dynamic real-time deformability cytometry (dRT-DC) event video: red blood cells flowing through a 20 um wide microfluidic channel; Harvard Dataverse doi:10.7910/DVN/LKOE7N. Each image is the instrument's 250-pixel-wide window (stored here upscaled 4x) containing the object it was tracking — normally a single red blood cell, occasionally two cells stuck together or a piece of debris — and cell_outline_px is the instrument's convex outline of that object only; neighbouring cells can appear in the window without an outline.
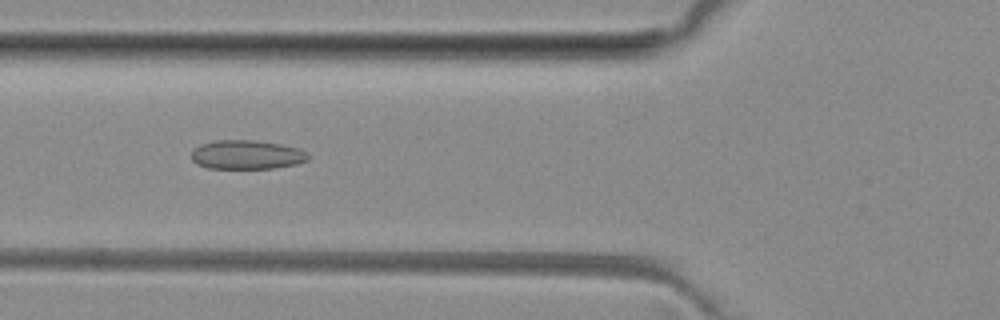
{"species": "common noctule bat (a hibernating species)", "species_latin": "Nyctalus noctula", "temperature_condition": "room temperature", "stored_images_in_passage": 5, "camera_frame_rate_fps": 3000, "um_per_image_px": 0.085, "animal": {"sex": "female", "body_mass_g": 29.2, "forearm_length_mm": 56.3}, "frame": {"image": 1, "passage_image": 4, "time_ms": 3.333, "image_size_px": [1000, 320], "cell_outline_px": [[308, 160], [296, 164], [276, 168], [208, 168], [196, 164], [192, 160], [192, 148], [200, 144], [216, 140], [256, 140], [280, 144], [300, 148], [308, 156]], "centroid_in_image_um": [20.94, 13.14], "position_along_channel_um": 104.9, "area_um2": 19.83}}
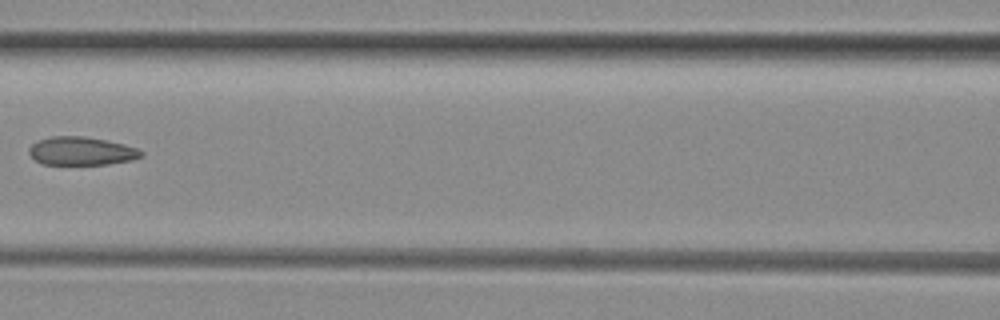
{"frame": {"image": 2, "passage_image": 5, "time_ms": 4.667, "image_size_px": [1000, 320], "cell_outline_px": [[144, 152], [140, 156], [132, 160], [108, 164], [44, 164], [36, 160], [28, 152], [28, 148], [32, 144], [40, 140], [52, 136], [84, 136], [124, 144], [136, 148]], "centroid_in_image_um": [6.91, 12.84], "position_along_channel_um": 159.7, "area_um2": 18.26}}